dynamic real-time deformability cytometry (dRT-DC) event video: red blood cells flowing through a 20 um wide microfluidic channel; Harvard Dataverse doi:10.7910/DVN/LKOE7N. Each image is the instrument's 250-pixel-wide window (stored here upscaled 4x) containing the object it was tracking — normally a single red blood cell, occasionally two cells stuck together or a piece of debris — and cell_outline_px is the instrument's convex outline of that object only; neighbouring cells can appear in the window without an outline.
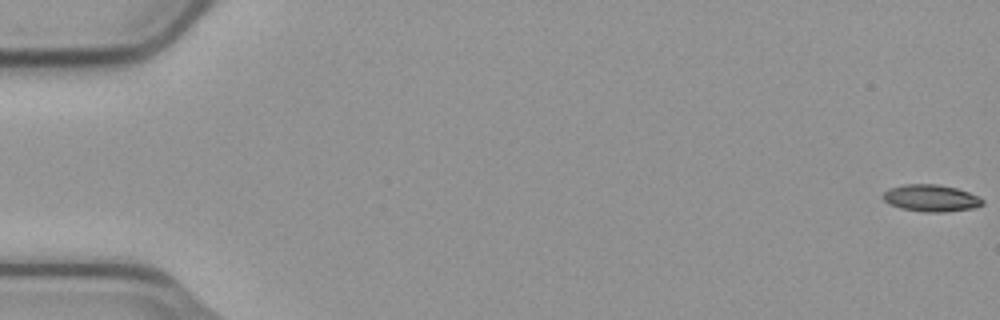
{"species": "common noctule bat (a hibernating species)", "species_latin": "Nyctalus noctula", "temperature_condition": "cold", "stored_images_in_passage": 56, "camera_frame_rate_fps": 3000, "um_per_image_px": 0.085, "animal": {"sex": "male", "body_mass_g": 23.1, "forearm_length_mm": 52.7}, "frame": {"image": 1, "passage_image": 1, "time_ms": 0.0, "image_size_px": [1000, 320], "cell_outline_px": [[984, 204], [972, 208], [940, 212], [924, 212], [900, 208], [888, 204], [880, 196], [888, 188], [904, 184], [936, 184], [956, 188], [968, 192], [984, 200]], "centroid_in_image_um": [79.07, 16.83], "position_along_channel_um": 5.9, "area_um2": 15.61}}
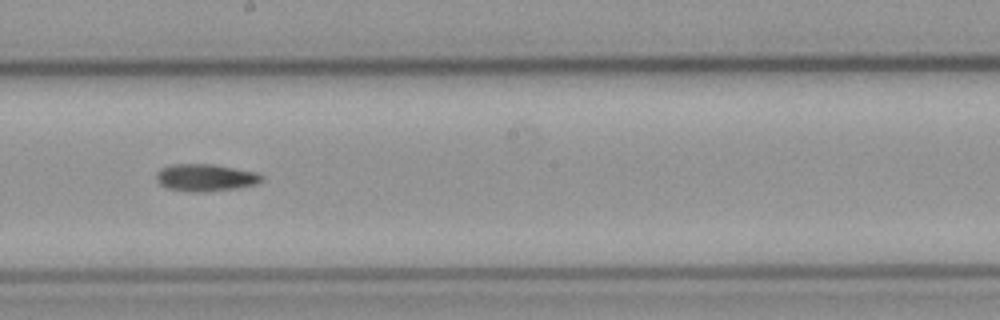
{"frame": {"image": 2, "passage_image": 32, "time_ms": 10.333, "image_size_px": [1000, 320], "cell_outline_px": [[264, 180], [256, 184], [236, 188], [204, 192], [188, 192], [168, 188], [160, 184], [156, 180], [156, 172], [160, 168], [172, 164], [216, 164], [256, 172], [264, 176]], "centroid_in_image_um": [17.46, 15.09], "position_along_channel_um": 230.7, "area_um2": 16.94}}
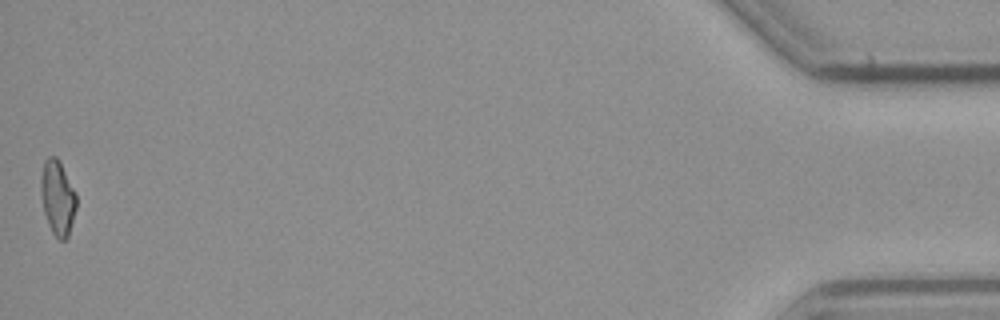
{"frame": {"image": 3, "passage_image": 56, "time_ms": 18.333, "image_size_px": [1000, 320], "cell_outline_px": [[76, 208], [68, 236], [64, 240], [60, 240], [52, 232], [48, 224], [44, 212], [40, 192], [40, 176], [44, 160], [48, 156], [56, 156], [60, 160], [76, 192]], "centroid_in_image_um": [4.88, 16.75], "position_along_channel_um": 430.3, "area_um2": 15.66}}